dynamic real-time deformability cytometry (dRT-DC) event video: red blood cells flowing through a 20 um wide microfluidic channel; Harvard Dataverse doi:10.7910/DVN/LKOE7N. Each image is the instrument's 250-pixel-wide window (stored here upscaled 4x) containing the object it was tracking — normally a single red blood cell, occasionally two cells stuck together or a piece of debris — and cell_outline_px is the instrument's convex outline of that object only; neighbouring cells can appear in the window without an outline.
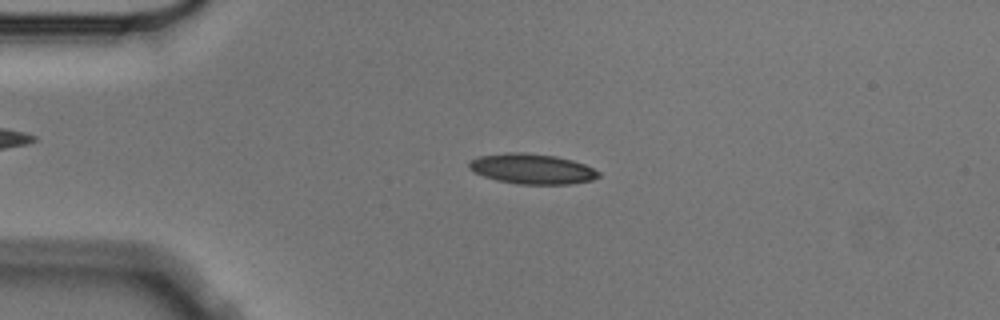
{"species": "Egyptian fruit bat (a non-hibernating species)", "species_latin": "Rousettus aegyptiacus", "temperature_condition": "cold", "stored_images_in_passage": 5, "segment_of_instrument_passage": [1, 2], "camera_frame_rate_fps": 3000, "um_per_image_px": 0.085, "animal": {"sex": "male"}, "frame": {"image": 1, "passage_image": 3, "time_ms": 0.667, "image_size_px": [1000, 320], "cell_outline_px": [[600, 176], [592, 180], [568, 184], [520, 184], [500, 180], [484, 176], [472, 172], [468, 168], [468, 164], [472, 160], [480, 156], [504, 152], [524, 152], [556, 156], [572, 160], [584, 164], [600, 172]], "centroid_in_image_um": [45.22, 14.34], "position_along_channel_um": 39.8, "area_um2": 22.72}}